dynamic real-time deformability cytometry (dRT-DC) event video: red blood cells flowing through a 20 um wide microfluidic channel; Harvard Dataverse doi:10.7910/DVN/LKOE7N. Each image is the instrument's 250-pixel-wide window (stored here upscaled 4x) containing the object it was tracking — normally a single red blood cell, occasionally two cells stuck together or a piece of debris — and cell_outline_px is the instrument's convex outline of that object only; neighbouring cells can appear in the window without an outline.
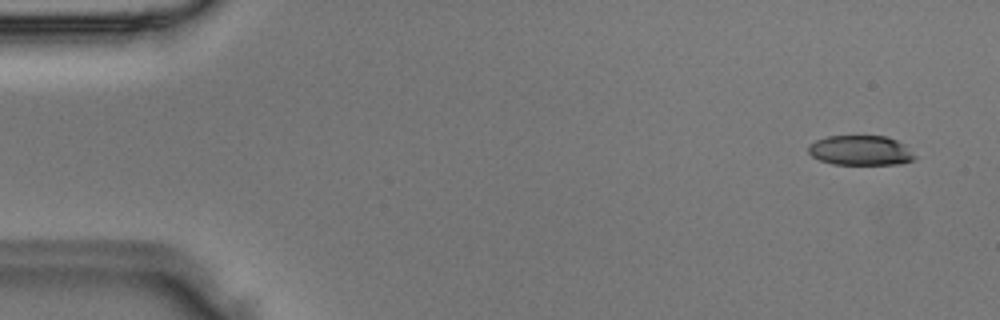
{"species": "Egyptian fruit bat (a non-hibernating species)", "species_latin": "Rousettus aegyptiacus", "temperature_condition": "room temperature", "stored_images_in_passage": 42, "camera_frame_rate_fps": 3000, "um_per_image_px": 0.085, "animal": {"sex": "male"}, "frame": {"image": 1, "passage_image": 1, "time_ms": 0.0, "image_size_px": [1000, 320], "cell_outline_px": [[916, 156], [912, 160], [900, 164], [832, 164], [820, 160], [812, 156], [808, 152], [808, 148], [816, 140], [828, 136], [888, 136], [904, 144]], "centroid_in_image_um": [73.16, 12.78], "position_along_channel_um": 11.8, "area_um2": 18.38}}
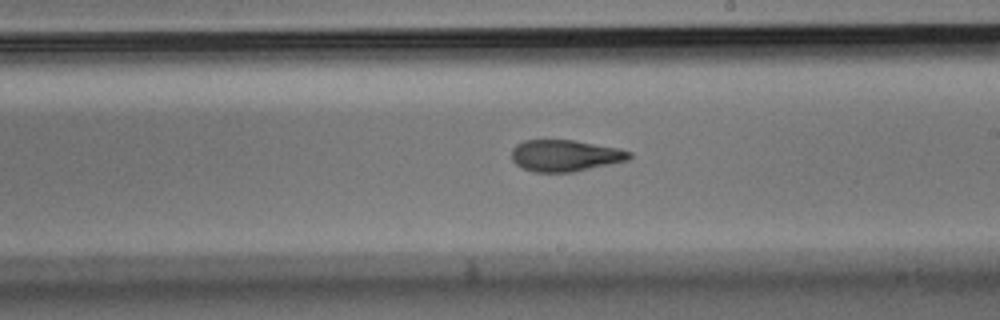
{"frame": {"image": 2, "passage_image": 26, "time_ms": 8.333, "image_size_px": [1000, 320], "cell_outline_px": [[632, 156], [628, 160], [572, 172], [536, 172], [524, 168], [516, 164], [512, 160], [512, 148], [516, 144], [524, 140], [572, 140], [620, 148], [632, 152]], "centroid_in_image_um": [48.04, 13.22], "position_along_channel_um": 241.0, "area_um2": 21.56}}
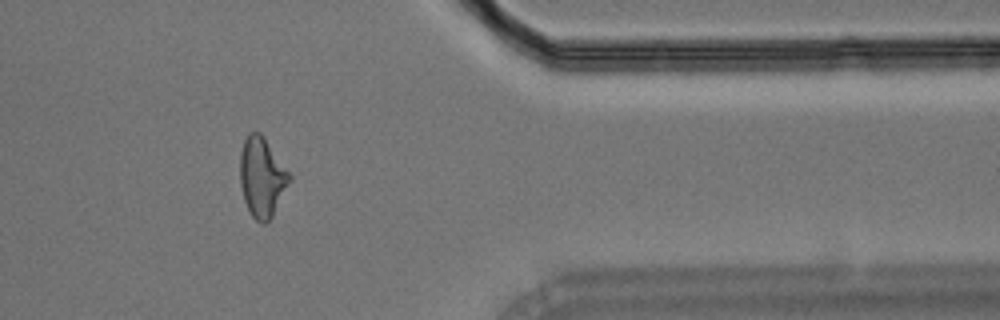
{"frame": {"image": 3, "passage_image": 38, "time_ms": 12.333, "image_size_px": [1000, 320], "cell_outline_px": [[292, 180], [272, 216], [264, 224], [260, 224], [252, 216], [244, 200], [240, 184], [240, 152], [244, 140], [248, 132], [260, 132], [264, 136], [292, 176]], "centroid_in_image_um": [22.27, 15.04], "position_along_channel_um": 389.1, "area_um2": 23.06}}